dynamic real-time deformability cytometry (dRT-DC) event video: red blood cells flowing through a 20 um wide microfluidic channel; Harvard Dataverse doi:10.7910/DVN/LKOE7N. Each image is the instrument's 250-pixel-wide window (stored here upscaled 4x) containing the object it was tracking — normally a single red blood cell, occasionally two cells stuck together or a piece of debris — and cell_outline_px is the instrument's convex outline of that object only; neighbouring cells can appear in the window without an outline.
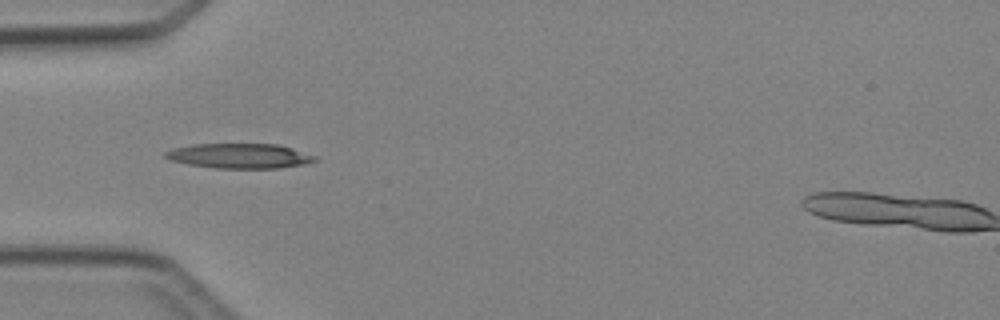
{"species": "Egyptian fruit bat (a non-hibernating species)", "species_latin": "Rousettus aegyptiacus", "temperature_condition": "cold", "stored_images_in_passage": 4, "camera_frame_rate_fps": 3000, "um_per_image_px": 0.085, "animal": {"sex": "female"}, "frame": {"image": 1, "passage_image": 4, "time_ms": 3.667, "image_size_px": [1000, 320], "cell_outline_px": [[316, 160], [304, 164], [276, 168], [216, 168], [188, 164], [172, 160], [164, 156], [164, 152], [172, 148], [192, 144], [276, 144], [292, 148], [316, 156]], "centroid_in_image_um": [20.33, 13.24], "position_along_channel_um": 64.7, "area_um2": 21.5}}